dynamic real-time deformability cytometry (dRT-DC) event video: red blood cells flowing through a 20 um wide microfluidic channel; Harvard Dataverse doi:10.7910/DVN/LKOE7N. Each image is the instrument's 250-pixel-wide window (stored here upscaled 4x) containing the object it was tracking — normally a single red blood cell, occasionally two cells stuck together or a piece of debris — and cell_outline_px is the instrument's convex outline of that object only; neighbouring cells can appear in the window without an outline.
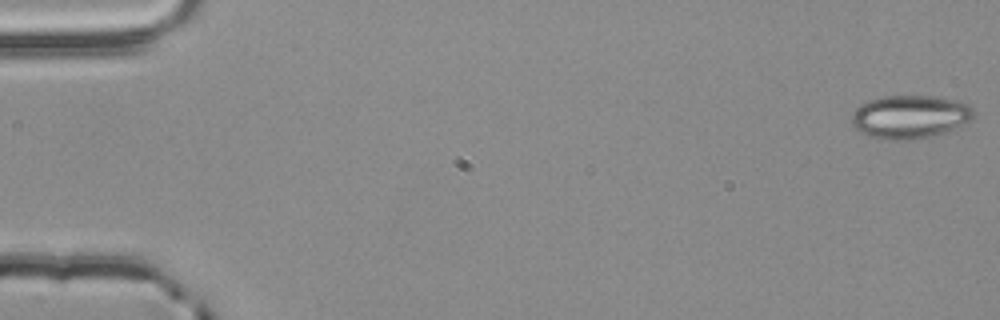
{"species": "common noctule bat (a hibernating species)", "species_latin": "Nyctalus noctula", "temperature_condition": "room temperature", "stored_images_in_passage": 54, "camera_frame_rate_fps": 3000, "um_per_image_px": 0.085, "animal": {"sex": "male", "body_mass_g": 20.4}, "frame": {"image": 1, "passage_image": 1, "time_ms": 0.0, "image_size_px": [1000, 320], "cell_outline_px": [[972, 120], [952, 128], [928, 136], [904, 140], [888, 140], [872, 136], [860, 132], [852, 124], [852, 116], [856, 108], [860, 104], [868, 100], [884, 96], [932, 96], [956, 100], [968, 104], [972, 108]], "centroid_in_image_um": [77.3, 9.9], "position_along_channel_um": 7.7, "area_um2": 30.17}}
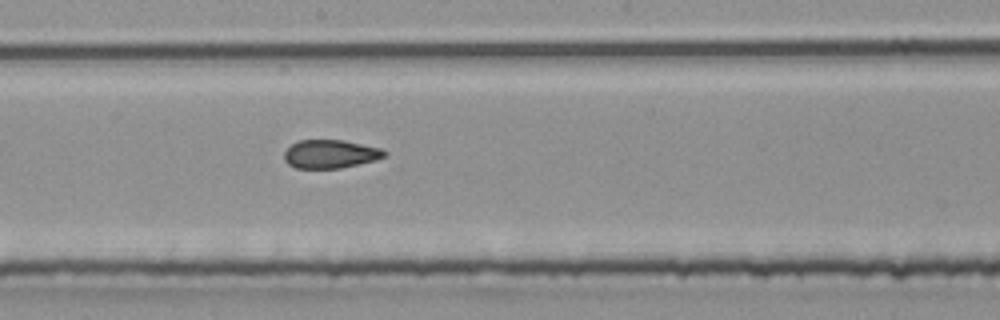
{"frame": {"image": 2, "passage_image": 30, "time_ms": 9.667, "image_size_px": [1000, 320], "cell_outline_px": [[388, 156], [376, 160], [340, 168], [296, 168], [288, 164], [284, 160], [284, 152], [292, 144], [300, 140], [344, 140], [380, 148], [388, 152]], "centroid_in_image_um": [28.1, 13.09], "position_along_channel_um": 220.1, "area_um2": 16.65}}
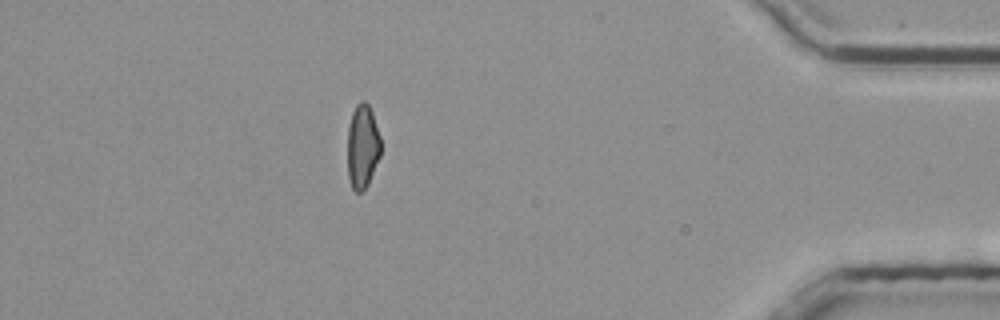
{"frame": {"image": 3, "passage_image": 48, "time_ms": 15.667, "image_size_px": [1000, 320], "cell_outline_px": [[380, 156], [368, 184], [360, 192], [356, 192], [352, 188], [348, 176], [348, 124], [352, 112], [356, 104], [360, 100], [364, 100], [368, 104], [372, 112], [380, 136]], "centroid_in_image_um": [30.8, 12.42], "position_along_channel_um": 404.4, "area_um2": 16.3}, "authors_computed_cell_mechanics": {"area_um2": 17.5134, "velocity_mm_per_s": 3.8748, "shape_relaxation_time_tau1_ms": null, "shape_relaxation_time_tau2_ms": 2.2578, "deformation_change_tau1": null, "deformation_change_tau2": 0.0592}}